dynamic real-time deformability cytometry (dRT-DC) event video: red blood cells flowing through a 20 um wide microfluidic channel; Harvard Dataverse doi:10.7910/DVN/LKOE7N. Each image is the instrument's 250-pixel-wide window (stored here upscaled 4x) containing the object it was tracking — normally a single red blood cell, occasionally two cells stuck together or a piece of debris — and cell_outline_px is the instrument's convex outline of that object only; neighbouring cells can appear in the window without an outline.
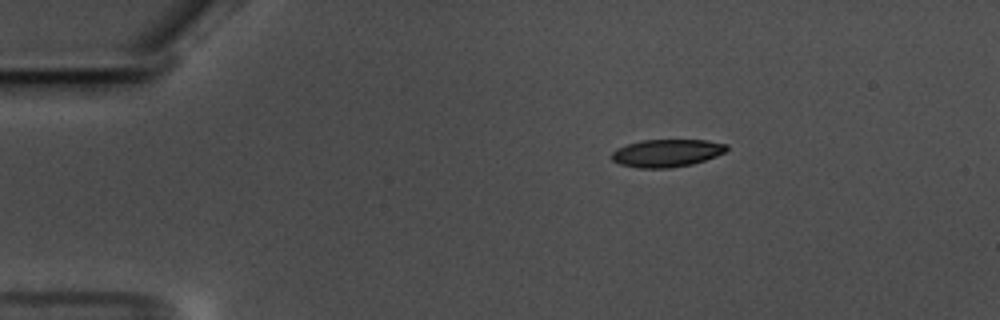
{"species": "common noctule bat (a hibernating species)", "species_latin": "Nyctalus noctula", "temperature_condition": "warm", "stored_images_in_passage": 59, "camera_frame_rate_fps": 3000, "um_per_image_px": 0.085, "animal": {"sex": "male", "body_mass_g": 17.5, "forearm_length_mm": 52.3}, "frame": {"image": 1, "passage_image": 11, "time_ms": 3.333, "image_size_px": [1000, 320], "cell_outline_px": [[728, 148], [724, 152], [716, 156], [692, 164], [668, 168], [640, 168], [620, 164], [612, 160], [612, 152], [616, 148], [640, 140], [708, 140], [728, 144]], "centroid_in_image_um": [56.67, 13.0], "position_along_channel_um": 28.3, "area_um2": 18.5}}
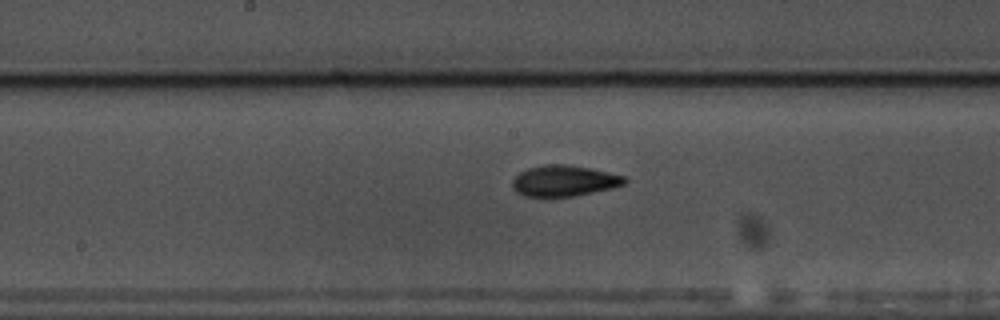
{"frame": {"image": 2, "passage_image": 31, "time_ms": 10.0, "image_size_px": [1000, 320], "cell_outline_px": [[628, 180], [624, 184], [612, 188], [552, 200], [544, 200], [524, 196], [516, 192], [512, 188], [512, 180], [520, 172], [528, 168], [544, 164], [568, 164], [628, 176]], "centroid_in_image_um": [47.9, 15.41], "position_along_channel_um": 200.3, "area_um2": 21.04}}
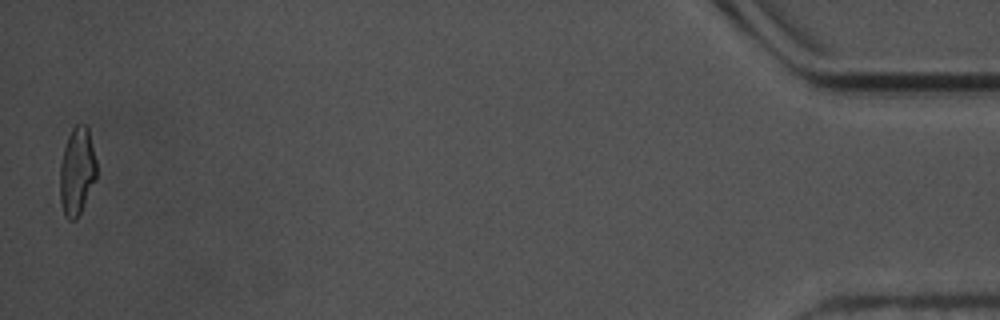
{"frame": {"image": 3, "passage_image": 58, "time_ms": 19.0, "image_size_px": [1000, 320], "cell_outline_px": [[96, 180], [76, 220], [68, 220], [64, 216], [60, 200], [60, 164], [64, 148], [68, 136], [72, 128], [76, 124], [84, 124], [88, 128], [96, 160]], "centroid_in_image_um": [6.54, 14.57], "position_along_channel_um": 428.7, "area_um2": 18.73}, "authors_computed_cell_mechanics": {"area_um2": 19.074, "velocity_mm_per_s": 3.5491, "shape_relaxation_time_tau1_ms": 3.8354, "shape_relaxation_time_tau2_ms": 2.8769, "deformation_change_tau1": 0.1528, "deformation_change_tau2": 0.0864}}